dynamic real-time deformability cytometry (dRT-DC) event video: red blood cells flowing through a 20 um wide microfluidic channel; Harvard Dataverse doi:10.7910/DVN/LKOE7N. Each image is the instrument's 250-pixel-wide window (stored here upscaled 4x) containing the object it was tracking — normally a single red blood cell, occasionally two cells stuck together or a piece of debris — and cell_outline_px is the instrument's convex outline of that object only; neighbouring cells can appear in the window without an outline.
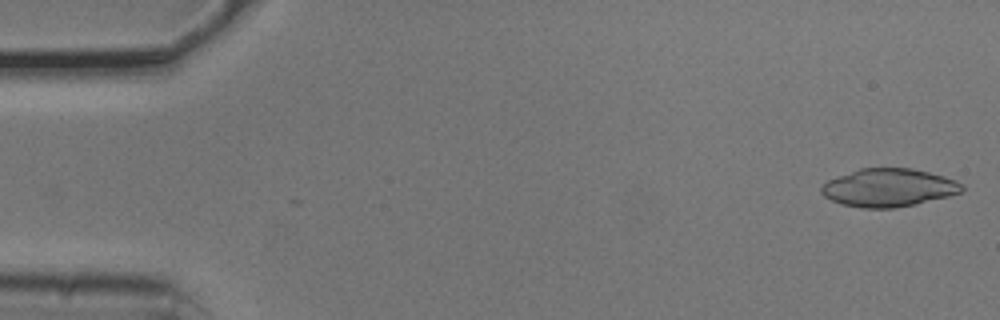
{"species": "common noctule bat (a hibernating species)", "species_latin": "Nyctalus noctula", "temperature_condition": "cold", "stored_images_in_passage": 5, "camera_frame_rate_fps": 3000, "um_per_image_px": 0.085, "animal": {"sex": "male", "body_mass_g": 20.5, "forearm_length_mm": 52.5}, "frame": {"image": 1, "passage_image": 1, "time_ms": 0.0, "image_size_px": [1000, 320], "cell_outline_px": [[964, 192], [916, 204], [896, 208], [860, 208], [840, 204], [824, 196], [820, 192], [820, 188], [828, 180], [860, 168], [912, 168], [944, 176], [956, 180], [964, 184]], "centroid_in_image_um": [75.56, 15.96], "position_along_channel_um": 9.4, "area_um2": 31.33}}